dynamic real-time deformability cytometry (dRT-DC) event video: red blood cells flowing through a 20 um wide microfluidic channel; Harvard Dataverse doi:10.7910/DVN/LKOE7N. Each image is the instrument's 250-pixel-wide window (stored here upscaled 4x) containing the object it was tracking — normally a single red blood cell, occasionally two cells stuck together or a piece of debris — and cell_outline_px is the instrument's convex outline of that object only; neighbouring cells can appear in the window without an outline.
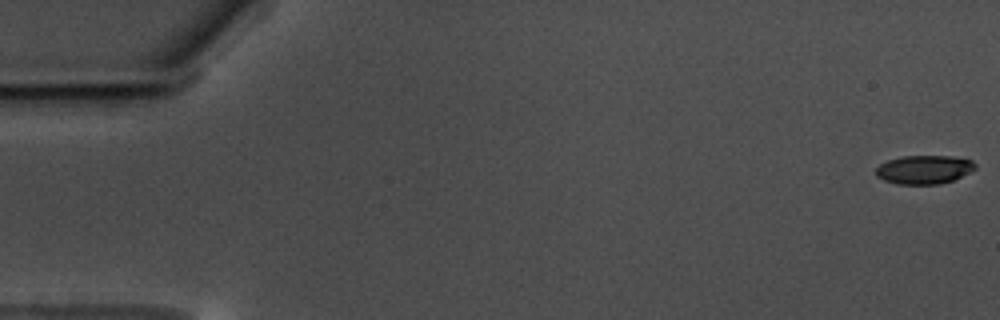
{"species": "common noctule bat (a hibernating species)", "species_latin": "Nyctalus noctula", "temperature_condition": "warm", "stored_images_in_passage": 60, "camera_frame_rate_fps": 3000, "um_per_image_px": 0.085, "animal": {"sex": "male", "body_mass_g": 17.5, "forearm_length_mm": 52.3}, "frame": {"image": 1, "passage_image": 1, "time_ms": 0.0, "image_size_px": [1000, 320], "cell_outline_px": [[976, 168], [972, 172], [952, 180], [940, 184], [896, 184], [884, 180], [876, 176], [876, 168], [880, 164], [888, 160], [900, 156], [952, 156], [972, 160], [976, 164]], "centroid_in_image_um": [78.56, 14.41], "position_along_channel_um": 6.4, "area_um2": 16.7}}
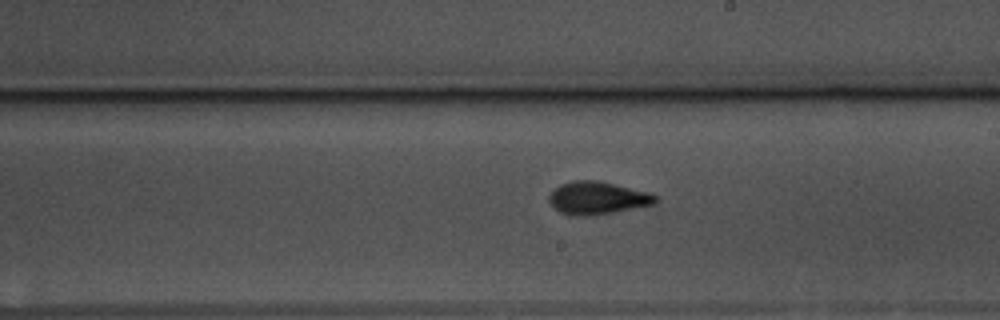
{"frame": {"image": 2, "passage_image": 34, "time_ms": 11.0, "image_size_px": [1000, 320], "cell_outline_px": [[660, 200], [656, 204], [616, 212], [584, 216], [576, 216], [560, 212], [548, 200], [548, 196], [560, 184], [572, 180], [596, 180], [648, 192], [656, 196]], "centroid_in_image_um": [50.81, 16.83], "position_along_channel_um": 238.2, "area_um2": 20.23}}
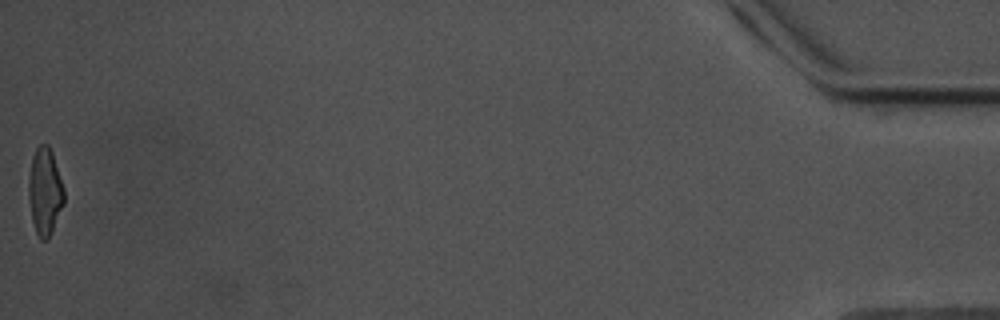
{"frame": {"image": 3, "passage_image": 59, "time_ms": 19.333, "image_size_px": [1000, 320], "cell_outline_px": [[64, 204], [48, 240], [40, 240], [36, 232], [32, 220], [28, 196], [28, 176], [32, 156], [36, 148], [40, 144], [48, 144], [52, 152], [64, 188]], "centroid_in_image_um": [3.81, 16.27], "position_along_channel_um": 431.4, "area_um2": 18.15}, "authors_computed_cell_mechanics": {"area_um2": 18.4671, "velocity_mm_per_s": 3.5243, "shape_relaxation_time_tau1_ms": 4.9995, "shape_relaxation_time_tau2_ms": 2.1472, "deformation_change_tau1": 0.1582, "deformation_change_tau2": 0.0963}}